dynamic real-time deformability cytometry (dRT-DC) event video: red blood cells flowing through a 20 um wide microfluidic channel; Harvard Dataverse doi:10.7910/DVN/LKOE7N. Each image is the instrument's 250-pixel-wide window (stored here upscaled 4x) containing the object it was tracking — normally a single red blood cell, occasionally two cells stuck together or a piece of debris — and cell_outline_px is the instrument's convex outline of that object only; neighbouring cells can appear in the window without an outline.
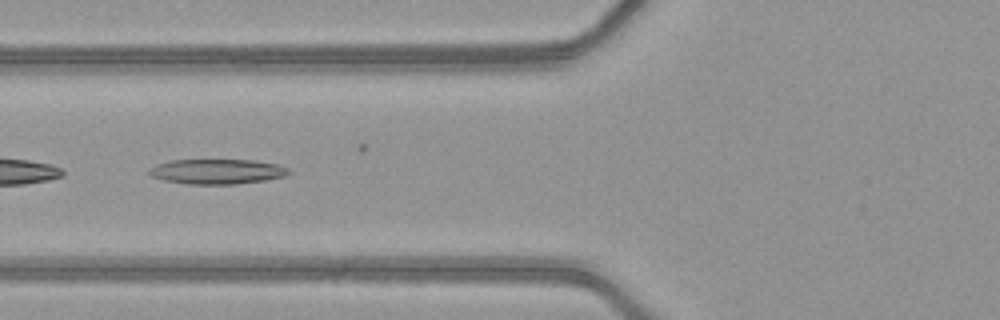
{"species": "common noctule bat (a hibernating species)", "species_latin": "Nyctalus noctula", "temperature_condition": "warm", "stored_images_in_passage": 53, "camera_frame_rate_fps": 3000, "um_per_image_px": 0.085, "animal": {"sex": "female", "body_mass_g": 21.9}, "frame": {"image": 1, "passage_image": 24, "time_ms": 7.667, "image_size_px": [1000, 320], "cell_outline_px": [[292, 172], [284, 176], [264, 180], [236, 184], [188, 184], [164, 180], [152, 176], [148, 172], [148, 168], [156, 164], [168, 160], [256, 160], [276, 164], [288, 168]], "centroid_in_image_um": [18.43, 14.57], "position_along_channel_um": 107.4, "area_um2": 20.35}}
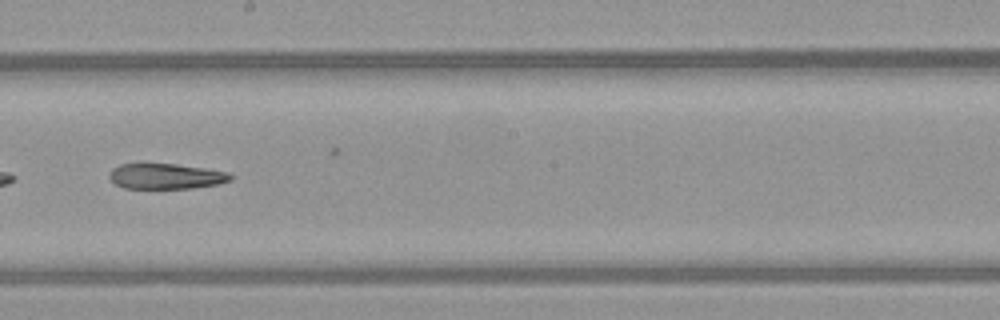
{"frame": {"image": 2, "passage_image": 33, "time_ms": 10.667, "image_size_px": [1000, 320], "cell_outline_px": [[232, 180], [220, 184], [192, 188], [124, 188], [116, 184], [108, 176], [112, 168], [120, 164], [144, 160], [176, 164], [204, 168], [228, 172], [232, 176]], "centroid_in_image_um": [14.05, 14.93], "position_along_channel_um": 234.1, "area_um2": 18.73}}
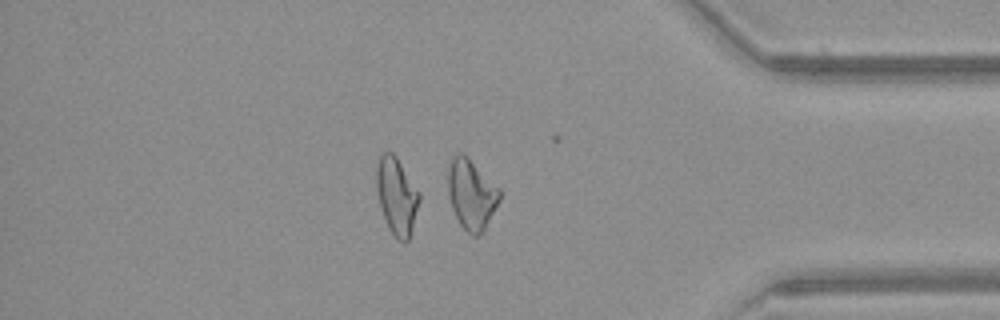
{"frame": {"image": 3, "passage_image": 46, "time_ms": 15.0, "image_size_px": [1000, 320], "cell_outline_px": [[500, 200], [484, 232], [476, 236], [472, 236], [460, 224], [452, 208], [448, 196], [448, 168], [452, 156], [456, 152], [460, 152], [468, 156], [500, 188]], "centroid_in_image_um": [40.08, 16.5], "position_along_channel_um": 395.1, "area_um2": 21.39}, "authors_computed_cell_mechanics": {"area_um2": 21.386, "velocity_mm_per_s": 4.21, "shape_relaxation_time_tau1_ms": null, "shape_relaxation_time_tau2_ms": 9.8768, "deformation_change_tau1": null, "deformation_change_tau2": 0.2571}}